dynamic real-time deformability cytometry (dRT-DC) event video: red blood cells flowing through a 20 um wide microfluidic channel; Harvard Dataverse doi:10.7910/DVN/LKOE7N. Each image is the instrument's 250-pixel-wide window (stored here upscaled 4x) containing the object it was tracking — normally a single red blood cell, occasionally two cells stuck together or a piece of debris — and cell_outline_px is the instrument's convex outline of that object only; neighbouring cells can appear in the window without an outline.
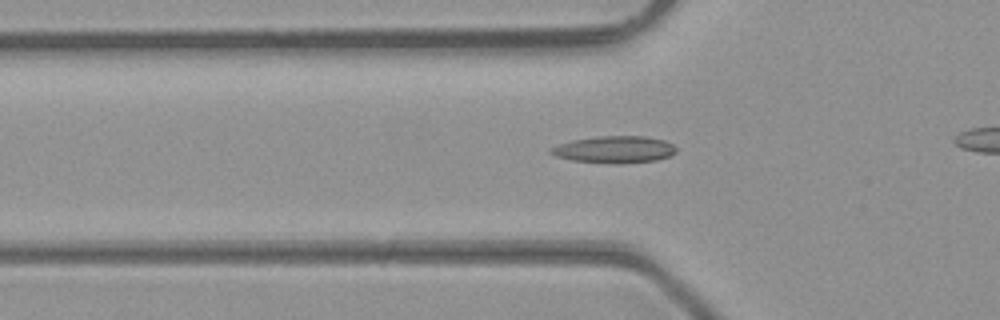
{"species": "common noctule bat (a hibernating species)", "species_latin": "Nyctalus noctula", "temperature_condition": "room temperature", "stored_images_in_passage": 26, "camera_frame_rate_fps": 3000, "um_per_image_px": 0.085, "animal": {"sex": "male", "body_mass_g": 23.1, "forearm_length_mm": 52.7}, "frame": {"image": 1, "passage_image": 4, "time_ms": 1.0, "image_size_px": [1000, 320], "cell_outline_px": [[676, 152], [672, 156], [656, 160], [620, 164], [608, 164], [572, 160], [556, 156], [548, 152], [548, 148], [572, 140], [600, 136], [644, 136], [664, 140], [672, 144], [676, 148]], "centroid_in_image_um": [52.23, 12.72], "position_along_channel_um": 73.6, "area_um2": 19.88}}
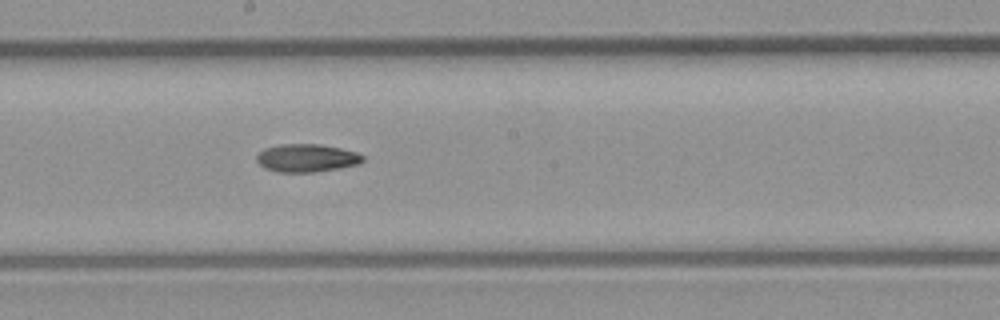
{"frame": {"image": 2, "passage_image": 14, "time_ms": 4.333, "image_size_px": [1000, 320], "cell_outline_px": [[364, 160], [360, 164], [340, 168], [316, 172], [276, 172], [264, 168], [256, 160], [256, 156], [264, 148], [280, 144], [320, 144], [340, 148], [356, 152], [364, 156]], "centroid_in_image_um": [26.07, 13.43], "position_along_channel_um": 222.1, "area_um2": 17.46}}
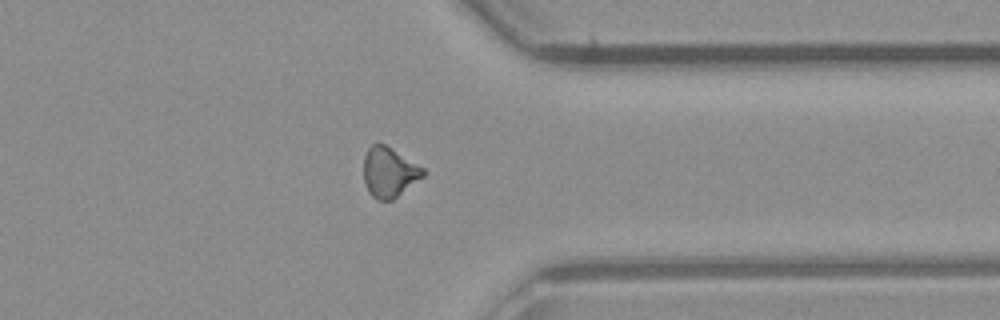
{"frame": {"image": 3, "passage_image": 25, "time_ms": 8.0, "image_size_px": [1000, 320], "cell_outline_px": [[424, 176], [392, 200], [376, 200], [368, 192], [364, 180], [364, 156], [368, 148], [372, 144], [384, 144], [424, 168]], "centroid_in_image_um": [33.06, 14.65], "position_along_channel_um": 378.3, "area_um2": 17.11}}